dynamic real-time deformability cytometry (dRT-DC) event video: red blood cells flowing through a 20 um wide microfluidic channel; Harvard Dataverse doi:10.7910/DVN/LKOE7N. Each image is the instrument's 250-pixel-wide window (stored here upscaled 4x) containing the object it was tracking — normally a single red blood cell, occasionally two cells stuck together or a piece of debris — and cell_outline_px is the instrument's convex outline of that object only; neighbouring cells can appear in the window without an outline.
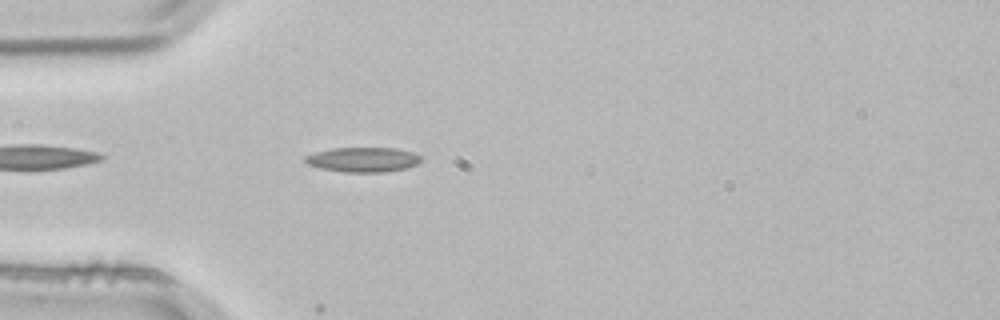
{"species": "common noctule bat (a hibernating species)", "species_latin": "Nyctalus noctula", "temperature_condition": "room temperature", "stored_images_in_passage": 2, "camera_frame_rate_fps": 3000, "um_per_image_px": 0.085, "animal": {"sex": "male", "body_mass_g": 21.5, "forearm_length_mm": 52.0}, "frame": {"image": 1, "passage_image": 2, "time_ms": 0.333, "image_size_px": [1000, 320], "cell_outline_px": [[424, 160], [416, 164], [404, 168], [384, 172], [344, 172], [320, 168], [308, 164], [304, 160], [304, 156], [316, 152], [332, 148], [396, 148], [412, 152], [420, 156]], "centroid_in_image_um": [30.85, 13.56], "position_along_channel_um": 54.1, "area_um2": 16.65}}